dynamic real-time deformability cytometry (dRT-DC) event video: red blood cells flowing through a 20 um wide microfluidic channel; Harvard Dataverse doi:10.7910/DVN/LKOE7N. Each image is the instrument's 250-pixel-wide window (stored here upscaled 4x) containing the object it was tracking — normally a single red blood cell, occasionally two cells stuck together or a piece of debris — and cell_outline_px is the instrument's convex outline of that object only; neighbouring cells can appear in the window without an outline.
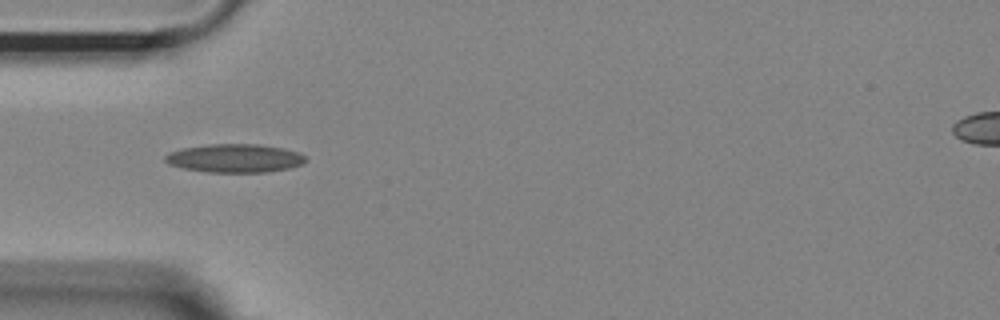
{"species": "Egyptian fruit bat (a non-hibernating species)", "species_latin": "Rousettus aegyptiacus", "temperature_condition": "room temperature", "stored_images_in_passage": 14, "camera_frame_rate_fps": 3000, "um_per_image_px": 0.085, "animal": {"sex": "female"}, "frame": {"image": 1, "passage_image": 1, "time_ms": 0.0, "image_size_px": [1000, 320], "cell_outline_px": [[308, 160], [304, 164], [288, 168], [268, 172], [208, 172], [184, 168], [168, 164], [164, 160], [164, 156], [168, 152], [184, 148], [208, 144], [260, 144], [284, 148], [300, 152]], "centroid_in_image_um": [19.98, 13.44], "position_along_channel_um": 65.0, "area_um2": 23.47}}
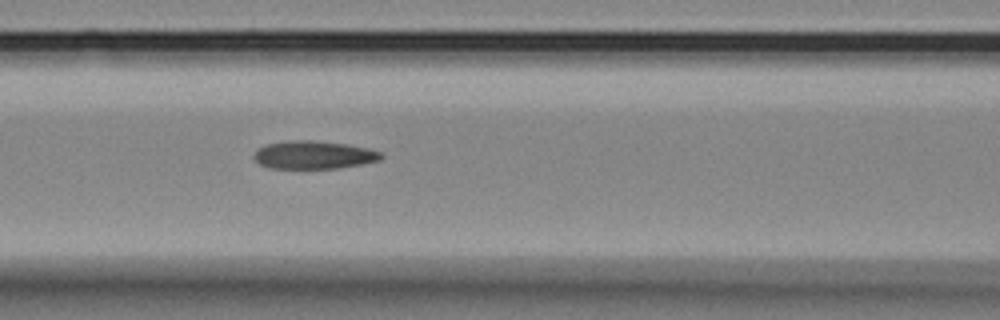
{"frame": {"image": 2, "passage_image": 7, "time_ms": 2.0, "image_size_px": [1000, 320], "cell_outline_px": [[384, 156], [380, 160], [340, 168], [268, 168], [260, 164], [252, 156], [264, 144], [288, 140], [312, 140], [344, 144], [368, 148], [380, 152]], "centroid_in_image_um": [26.65, 13.16], "position_along_channel_um": 140.0, "area_um2": 20.69}}
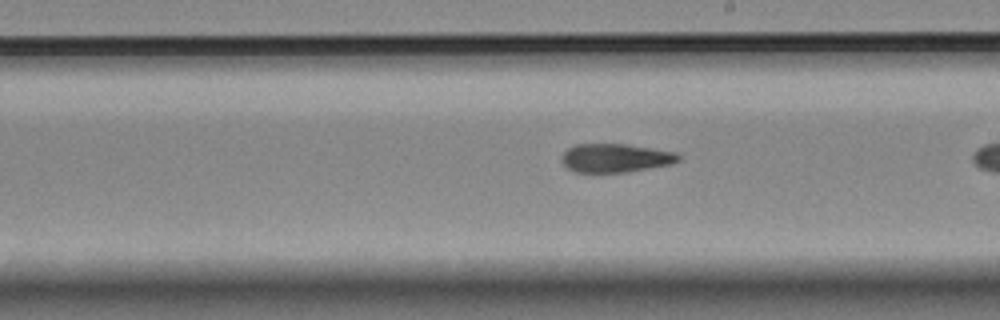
{"frame": {"image": 3, "passage_image": 12, "time_ms": 3.667, "image_size_px": [1000, 320], "cell_outline_px": [[680, 160], [672, 164], [628, 172], [576, 172], [568, 168], [560, 160], [560, 156], [568, 148], [576, 144], [624, 144], [652, 148], [676, 152], [680, 156]], "centroid_in_image_um": [52.31, 13.43], "position_along_channel_um": 236.7, "area_um2": 19.54}}